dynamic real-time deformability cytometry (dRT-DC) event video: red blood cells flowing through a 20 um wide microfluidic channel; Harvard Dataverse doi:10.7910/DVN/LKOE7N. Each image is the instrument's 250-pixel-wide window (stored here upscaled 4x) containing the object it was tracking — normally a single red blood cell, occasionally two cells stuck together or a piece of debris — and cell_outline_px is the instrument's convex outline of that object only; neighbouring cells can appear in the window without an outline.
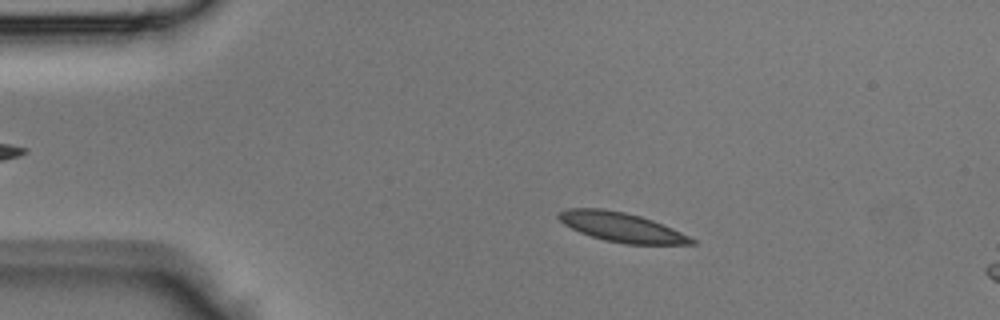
{"species": "Egyptian fruit bat (a non-hibernating species)", "species_latin": "Rousettus aegyptiacus", "temperature_condition": "room temperature", "stored_images_in_passage": 13, "camera_frame_rate_fps": 3000, "um_per_image_px": 0.085, "animal": {"sex": "male"}, "frame": {"image": 1, "passage_image": 8, "time_ms": 2.333, "image_size_px": [1000, 320], "cell_outline_px": [[696, 244], [624, 244], [604, 240], [580, 232], [564, 224], [556, 216], [564, 208], [604, 208], [624, 212], [640, 216], [652, 220], [672, 228], [696, 240]], "centroid_in_image_um": [52.8, 19.3], "position_along_channel_um": 32.2, "area_um2": 22.6}}